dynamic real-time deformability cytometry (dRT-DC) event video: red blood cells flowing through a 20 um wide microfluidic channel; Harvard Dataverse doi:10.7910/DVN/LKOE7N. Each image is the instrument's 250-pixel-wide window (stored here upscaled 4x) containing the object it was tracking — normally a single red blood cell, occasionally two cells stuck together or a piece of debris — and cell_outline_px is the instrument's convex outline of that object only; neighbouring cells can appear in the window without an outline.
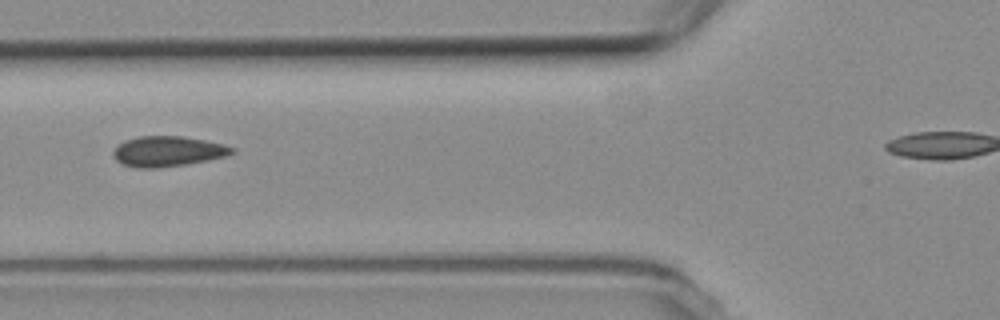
{"species": "common noctule bat (a hibernating species)", "species_latin": "Nyctalus noctula", "temperature_condition": "room temperature", "stored_images_in_passage": 10, "camera_frame_rate_fps": 3000, "um_per_image_px": 0.085, "animal": {"sex": "female", "body_mass_g": 19.3, "forearm_length_mm": 54.1}, "frame": {"image": 1, "passage_image": 2, "time_ms": 1.0, "image_size_px": [1000, 320], "cell_outline_px": [[236, 152], [228, 156], [188, 164], [160, 168], [136, 168], [124, 164], [116, 160], [112, 156], [112, 152], [124, 140], [140, 136], [184, 136], [224, 144], [236, 148]], "centroid_in_image_um": [14.3, 12.87], "position_along_channel_um": 111.5, "area_um2": 21.21}}
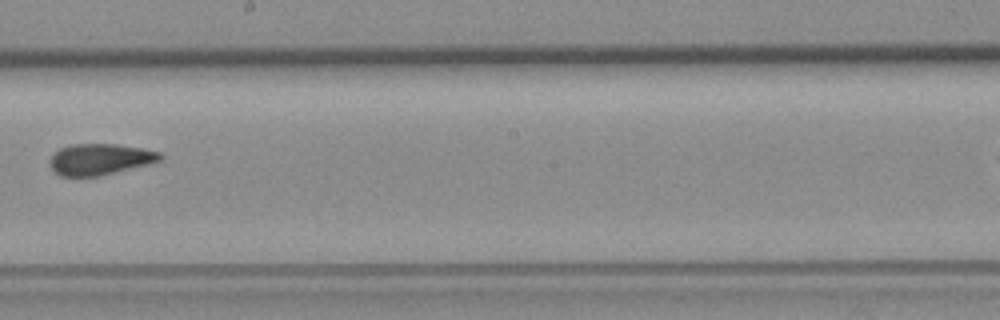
{"frame": {"image": 2, "passage_image": 5, "time_ms": 4.667, "image_size_px": [1000, 320], "cell_outline_px": [[164, 160], [100, 176], [60, 176], [48, 164], [52, 156], [60, 148], [72, 144], [116, 144], [144, 148], [160, 152], [164, 156]], "centroid_in_image_um": [8.54, 13.53], "position_along_channel_um": 239.7, "area_um2": 20.11}}
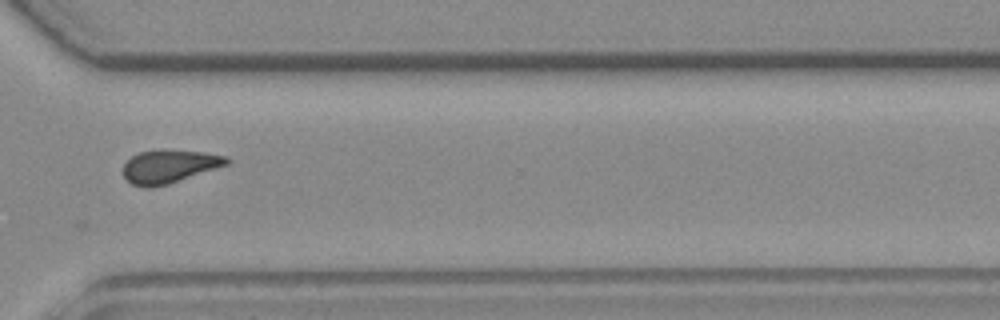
{"frame": {"image": 3, "passage_image": 8, "time_ms": 8.0, "image_size_px": [1000, 320], "cell_outline_px": [[232, 160], [228, 164], [168, 184], [152, 188], [144, 188], [132, 184], [124, 176], [124, 164], [132, 156], [140, 152], [160, 148], [204, 152], [228, 156]], "centroid_in_image_um": [14.4, 14.12], "position_along_channel_um": 356.2, "area_um2": 20.23}}